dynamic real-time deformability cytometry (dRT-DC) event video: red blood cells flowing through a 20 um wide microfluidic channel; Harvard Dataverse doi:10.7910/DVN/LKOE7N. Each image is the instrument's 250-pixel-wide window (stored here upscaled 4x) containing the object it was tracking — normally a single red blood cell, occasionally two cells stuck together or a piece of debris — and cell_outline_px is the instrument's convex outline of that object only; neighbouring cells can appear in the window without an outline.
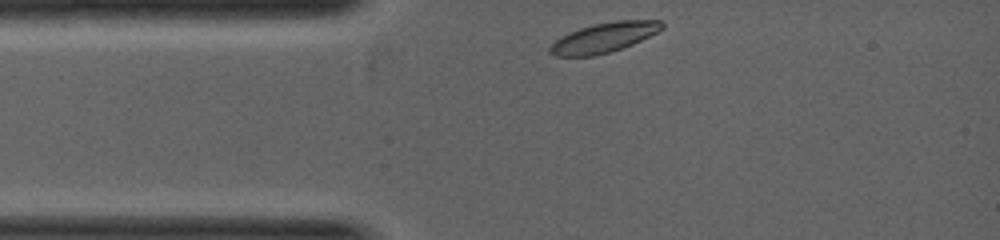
{"species": "common noctule bat (a hibernating species)", "species_latin": "Nyctalus noctula", "temperature_condition": "warm", "stored_images_in_passage": 10, "camera_frame_rate_fps": 5000, "um_per_image_px": 0.085, "animal": {"sex": "female", "body_mass_g": 19.0, "forearm_length_mm": 53.3}, "frame": {"image": 1, "passage_image": 1, "time_ms": 0.0, "image_size_px": [1000, 240], "cell_outline_px": [[664, 28], [632, 44], [608, 52], [592, 56], [556, 56], [548, 52], [548, 48], [560, 36], [568, 32], [592, 24], [616, 20], [660, 20], [664, 24]], "centroid_in_image_um": [51.3, 3.18], "position_along_channel_um": 33.7, "area_um2": 19.31}}
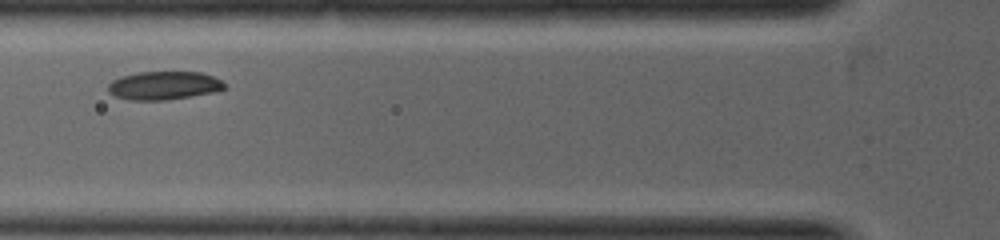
{"frame": {"image": 2, "passage_image": 5, "time_ms": 1.2, "image_size_px": [1000, 240], "cell_outline_px": [[228, 88], [212, 92], [192, 96], [164, 100], [128, 100], [116, 96], [108, 92], [108, 84], [112, 80], [120, 76], [140, 72], [200, 72], [212, 76], [220, 80]], "centroid_in_image_um": [13.9, 7.27], "position_along_channel_um": 111.9, "area_um2": 19.19}}
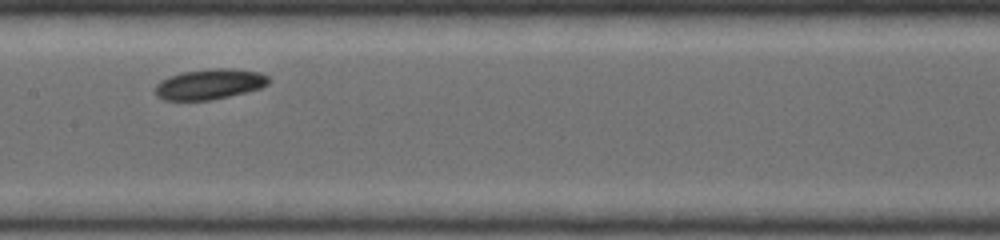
{"frame": {"image": 3, "passage_image": 9, "time_ms": 2.2, "image_size_px": [1000, 240], "cell_outline_px": [[272, 80], [268, 84], [260, 88], [212, 100], [164, 100], [156, 96], [156, 84], [160, 80], [168, 76], [184, 72], [216, 68], [236, 68], [260, 72], [268, 76]], "centroid_in_image_um": [17.83, 7.14], "position_along_channel_um": 189.6, "area_um2": 20.17}}